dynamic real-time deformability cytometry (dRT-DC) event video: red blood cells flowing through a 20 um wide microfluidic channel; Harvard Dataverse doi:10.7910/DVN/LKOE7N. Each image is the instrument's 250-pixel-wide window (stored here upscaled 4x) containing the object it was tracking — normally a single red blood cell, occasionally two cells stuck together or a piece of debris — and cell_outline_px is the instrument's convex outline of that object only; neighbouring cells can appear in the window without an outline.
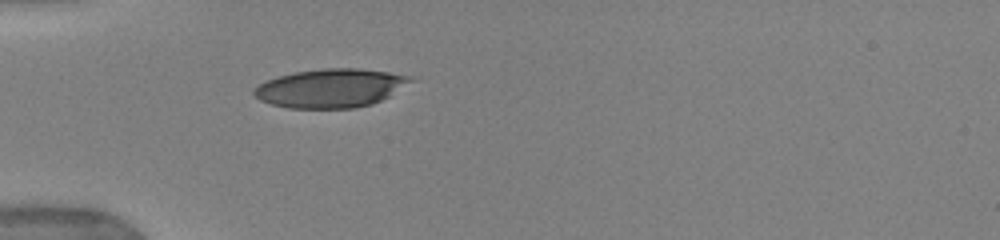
{"species": "human", "species_latin": "Homo sapiens", "temperature_condition": "warm", "stored_images_in_passage": 7, "camera_frame_rate_fps": 3000, "um_per_image_px": 0.085, "donor": {"sex": "female"}, "frame": {"image": 1, "passage_image": 1, "time_ms": 0.0, "image_size_px": [1000, 240], "cell_outline_px": [[416, 80], [388, 96], [372, 104], [356, 108], [288, 108], [272, 104], [260, 100], [252, 92], [252, 88], [268, 80], [280, 76], [296, 72], [324, 68], [356, 68], [388, 72], [408, 76]], "centroid_in_image_um": [28.1, 7.5], "position_along_channel_um": 56.9, "area_um2": 35.03}}